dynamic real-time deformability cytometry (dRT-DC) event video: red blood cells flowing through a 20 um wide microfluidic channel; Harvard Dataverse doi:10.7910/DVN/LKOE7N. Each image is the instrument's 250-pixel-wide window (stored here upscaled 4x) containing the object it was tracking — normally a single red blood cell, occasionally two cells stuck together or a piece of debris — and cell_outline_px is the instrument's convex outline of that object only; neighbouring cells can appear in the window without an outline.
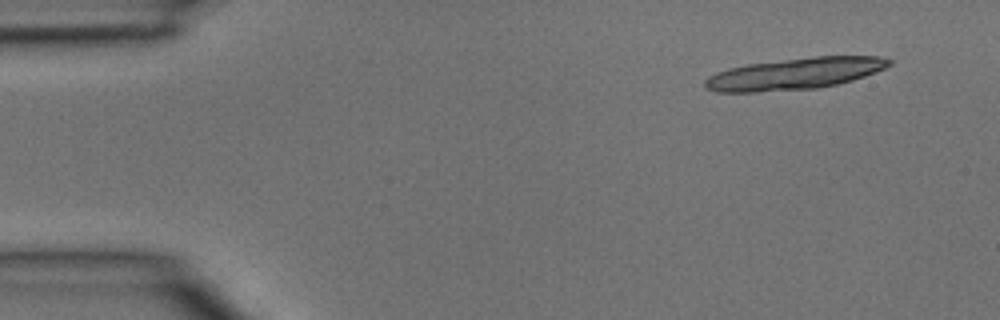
{"species": "common noctule bat (a hibernating species)", "species_latin": "Nyctalus noctula", "temperature_condition": "room temperature", "stored_images_in_passage": 3, "camera_frame_rate_fps": 3000, "um_per_image_px": 0.085, "animal": {"sex": "male", "body_mass_g": 15.6}, "frame": {"image": 1, "passage_image": 1, "time_ms": 0.0, "image_size_px": [1000, 320], "cell_outline_px": [[892, 64], [876, 72], [852, 80], [836, 84], [816, 88], [756, 92], [716, 92], [704, 88], [704, 80], [708, 76], [716, 72], [728, 68], [748, 64], [816, 56], [876, 56], [892, 60]], "centroid_in_image_um": [67.51, 6.27], "position_along_channel_um": 17.5, "area_um2": 33.76}}